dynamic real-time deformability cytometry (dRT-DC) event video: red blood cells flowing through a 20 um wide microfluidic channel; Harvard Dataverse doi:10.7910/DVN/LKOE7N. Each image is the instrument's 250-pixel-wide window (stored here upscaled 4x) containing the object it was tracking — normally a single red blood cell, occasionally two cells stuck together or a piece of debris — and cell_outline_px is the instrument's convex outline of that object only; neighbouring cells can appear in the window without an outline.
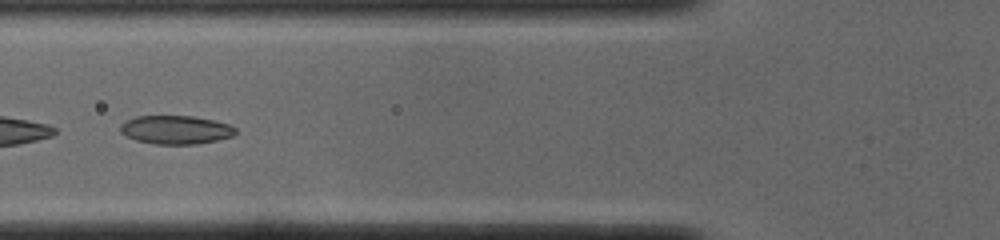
{"species": "common noctule bat (a hibernating species)", "species_latin": "Nyctalus noctula", "temperature_condition": "cold", "stored_images_in_passage": 20, "camera_frame_rate_fps": 3000, "um_per_image_px": 0.085, "animal": {"sex": "male", "body_mass_g": 19.0, "forearm_length_mm": 50.8}, "frame": {"image": 1, "passage_image": 15, "time_ms": 4.667, "image_size_px": [1000, 240], "cell_outline_px": [[236, 132], [232, 136], [216, 140], [196, 144], [156, 144], [136, 140], [120, 132], [120, 124], [136, 116], [192, 116], [216, 120], [228, 124], [236, 128]], "centroid_in_image_um": [14.95, 11.02], "position_along_channel_um": 110.9, "area_um2": 19.07}}